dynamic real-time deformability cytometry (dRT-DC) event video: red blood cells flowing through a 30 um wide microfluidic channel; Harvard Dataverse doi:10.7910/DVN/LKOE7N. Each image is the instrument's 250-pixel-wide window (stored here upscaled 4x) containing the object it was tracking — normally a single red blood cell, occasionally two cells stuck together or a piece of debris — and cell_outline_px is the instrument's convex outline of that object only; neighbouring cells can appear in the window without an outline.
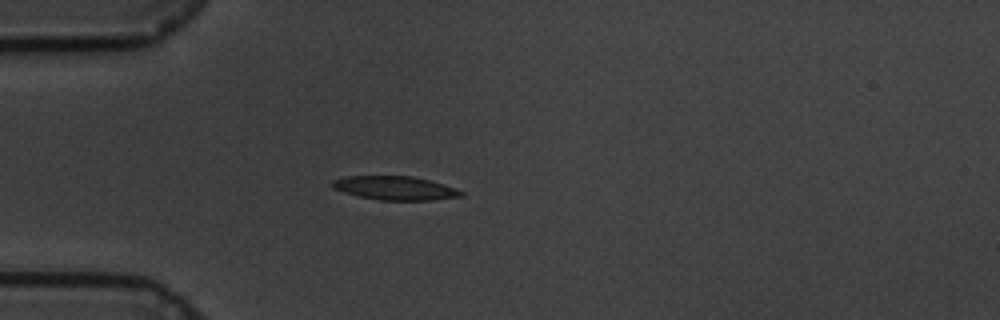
{"species": "common noctule bat (a hibernating species)", "species_latin": "Nyctalus noctula", "temperature_condition": "cold", "stored_images_in_passage": 44, "camera_frame_rate_fps": 3000, "um_per_image_px": 0.085, "animal": {"sex": "male", "body_mass_g": 19.5, "forearm_length_mm": 54.6}, "frame": {"image": 1, "passage_image": 1, "time_ms": 0.0, "image_size_px": [1000, 320], "cell_outline_px": [[464, 196], [436, 200], [380, 200], [360, 196], [344, 192], [332, 188], [332, 180], [348, 176], [412, 176], [428, 180], [456, 188], [464, 192]], "centroid_in_image_um": [33.61, 15.99], "position_along_channel_um": 51.4, "area_um2": 17.74}}
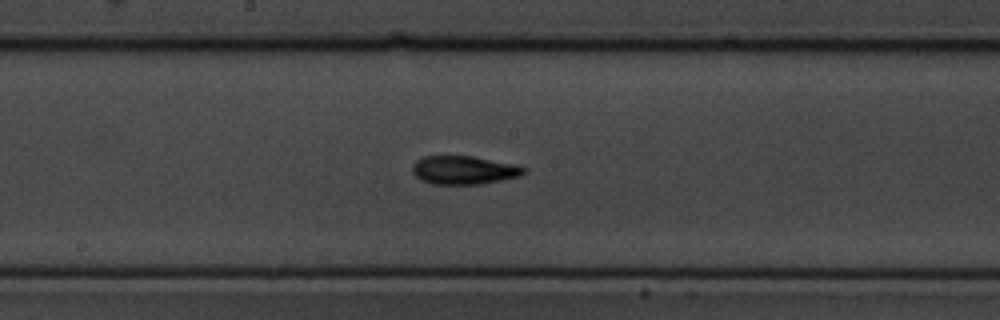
{"frame": {"image": 2, "passage_image": 16, "time_ms": 5.0, "image_size_px": [1000, 320], "cell_outline_px": [[528, 168], [520, 176], [480, 184], [432, 184], [420, 180], [412, 172], [412, 164], [416, 160], [424, 156], [472, 156], [512, 164]], "centroid_in_image_um": [39.38, 14.46], "position_along_channel_um": 208.8, "area_um2": 18.38}}
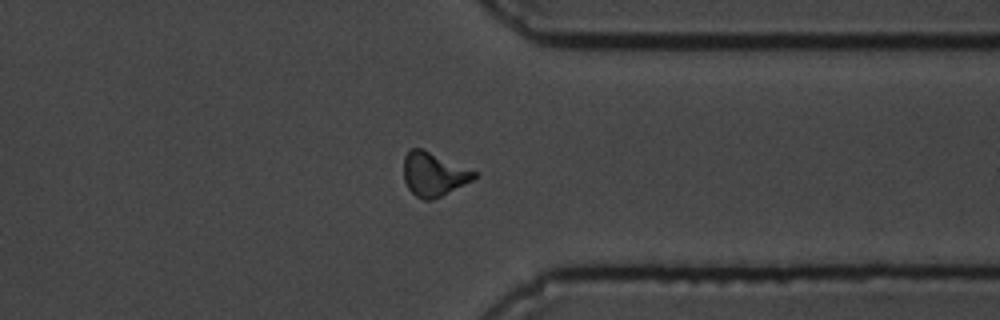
{"frame": {"image": 3, "passage_image": 31, "time_ms": 10.0, "image_size_px": [1000, 320], "cell_outline_px": [[476, 176], [472, 180], [432, 200], [424, 200], [416, 196], [408, 188], [404, 180], [404, 156], [412, 148], [420, 148], [476, 172]], "centroid_in_image_um": [36.81, 14.82], "position_along_channel_um": 374.6, "area_um2": 17.4}, "authors_computed_cell_mechanics": {"area_um2": 17.7157, "velocity_mm_per_s": 3.3693, "shape_relaxation_time_tau1_ms": 3.2405, "shape_relaxation_time_tau2_ms": 3.2352, "deformation_change_tau1": 0.178, "deformation_change_tau2": 0.109}}